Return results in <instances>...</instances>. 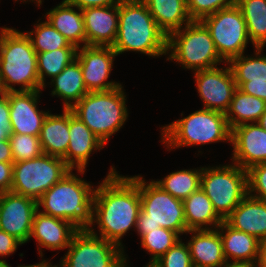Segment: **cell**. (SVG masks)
Instances as JSON below:
<instances>
[{"mask_svg":"<svg viewBox=\"0 0 266 267\" xmlns=\"http://www.w3.org/2000/svg\"><path fill=\"white\" fill-rule=\"evenodd\" d=\"M254 47L266 46V0H237Z\"/></svg>","mask_w":266,"mask_h":267,"instance_id":"obj_31","label":"cell"},{"mask_svg":"<svg viewBox=\"0 0 266 267\" xmlns=\"http://www.w3.org/2000/svg\"><path fill=\"white\" fill-rule=\"evenodd\" d=\"M78 231L79 229L69 221L45 215L38 209L33 217L30 239L34 237L38 246L42 248L61 250L69 247Z\"/></svg>","mask_w":266,"mask_h":267,"instance_id":"obj_21","label":"cell"},{"mask_svg":"<svg viewBox=\"0 0 266 267\" xmlns=\"http://www.w3.org/2000/svg\"><path fill=\"white\" fill-rule=\"evenodd\" d=\"M1 95H3V92H2V90H1V86H0V96H1Z\"/></svg>","mask_w":266,"mask_h":267,"instance_id":"obj_53","label":"cell"},{"mask_svg":"<svg viewBox=\"0 0 266 267\" xmlns=\"http://www.w3.org/2000/svg\"><path fill=\"white\" fill-rule=\"evenodd\" d=\"M37 200L13 193L3 194L0 202V229L22 244L30 240Z\"/></svg>","mask_w":266,"mask_h":267,"instance_id":"obj_15","label":"cell"},{"mask_svg":"<svg viewBox=\"0 0 266 267\" xmlns=\"http://www.w3.org/2000/svg\"><path fill=\"white\" fill-rule=\"evenodd\" d=\"M19 267H53L51 265V263L47 262L46 260L41 261L38 264H34V265H20Z\"/></svg>","mask_w":266,"mask_h":267,"instance_id":"obj_46","label":"cell"},{"mask_svg":"<svg viewBox=\"0 0 266 267\" xmlns=\"http://www.w3.org/2000/svg\"><path fill=\"white\" fill-rule=\"evenodd\" d=\"M13 163L0 162V191L6 193L12 187Z\"/></svg>","mask_w":266,"mask_h":267,"instance_id":"obj_43","label":"cell"},{"mask_svg":"<svg viewBox=\"0 0 266 267\" xmlns=\"http://www.w3.org/2000/svg\"><path fill=\"white\" fill-rule=\"evenodd\" d=\"M9 133H10L9 100L3 94L0 96V141L8 140Z\"/></svg>","mask_w":266,"mask_h":267,"instance_id":"obj_40","label":"cell"},{"mask_svg":"<svg viewBox=\"0 0 266 267\" xmlns=\"http://www.w3.org/2000/svg\"><path fill=\"white\" fill-rule=\"evenodd\" d=\"M152 265L154 267H194L188 245L182 243V239H179Z\"/></svg>","mask_w":266,"mask_h":267,"instance_id":"obj_37","label":"cell"},{"mask_svg":"<svg viewBox=\"0 0 266 267\" xmlns=\"http://www.w3.org/2000/svg\"><path fill=\"white\" fill-rule=\"evenodd\" d=\"M69 145L63 160L73 170L84 174L90 154L101 150L104 143L69 109Z\"/></svg>","mask_w":266,"mask_h":267,"instance_id":"obj_19","label":"cell"},{"mask_svg":"<svg viewBox=\"0 0 266 267\" xmlns=\"http://www.w3.org/2000/svg\"><path fill=\"white\" fill-rule=\"evenodd\" d=\"M222 267H254V265L250 264H226L225 266Z\"/></svg>","mask_w":266,"mask_h":267,"instance_id":"obj_48","label":"cell"},{"mask_svg":"<svg viewBox=\"0 0 266 267\" xmlns=\"http://www.w3.org/2000/svg\"><path fill=\"white\" fill-rule=\"evenodd\" d=\"M182 29L168 36L167 53H171L167 60H174L184 69L195 72L224 62L216 51L210 31L201 20H192Z\"/></svg>","mask_w":266,"mask_h":267,"instance_id":"obj_8","label":"cell"},{"mask_svg":"<svg viewBox=\"0 0 266 267\" xmlns=\"http://www.w3.org/2000/svg\"><path fill=\"white\" fill-rule=\"evenodd\" d=\"M41 90L3 93L9 100L10 133L39 136L49 111L37 109Z\"/></svg>","mask_w":266,"mask_h":267,"instance_id":"obj_16","label":"cell"},{"mask_svg":"<svg viewBox=\"0 0 266 267\" xmlns=\"http://www.w3.org/2000/svg\"><path fill=\"white\" fill-rule=\"evenodd\" d=\"M118 14V34L112 46L117 55L125 51L140 52L152 57L168 54V37L142 0H123L118 5Z\"/></svg>","mask_w":266,"mask_h":267,"instance_id":"obj_2","label":"cell"},{"mask_svg":"<svg viewBox=\"0 0 266 267\" xmlns=\"http://www.w3.org/2000/svg\"><path fill=\"white\" fill-rule=\"evenodd\" d=\"M218 232L222 239L223 253L228 264L229 262L230 264L250 265L256 263L259 240L255 236L235 230L225 221L218 226ZM231 259L234 261H229Z\"/></svg>","mask_w":266,"mask_h":267,"instance_id":"obj_24","label":"cell"},{"mask_svg":"<svg viewBox=\"0 0 266 267\" xmlns=\"http://www.w3.org/2000/svg\"><path fill=\"white\" fill-rule=\"evenodd\" d=\"M124 247L99 237L92 226L79 230L65 256L53 267H122L127 258Z\"/></svg>","mask_w":266,"mask_h":267,"instance_id":"obj_11","label":"cell"},{"mask_svg":"<svg viewBox=\"0 0 266 267\" xmlns=\"http://www.w3.org/2000/svg\"><path fill=\"white\" fill-rule=\"evenodd\" d=\"M193 234L187 243L194 267H222L227 260L217 229L188 230Z\"/></svg>","mask_w":266,"mask_h":267,"instance_id":"obj_22","label":"cell"},{"mask_svg":"<svg viewBox=\"0 0 266 267\" xmlns=\"http://www.w3.org/2000/svg\"><path fill=\"white\" fill-rule=\"evenodd\" d=\"M86 46H113L118 34V5L82 9Z\"/></svg>","mask_w":266,"mask_h":267,"instance_id":"obj_20","label":"cell"},{"mask_svg":"<svg viewBox=\"0 0 266 267\" xmlns=\"http://www.w3.org/2000/svg\"><path fill=\"white\" fill-rule=\"evenodd\" d=\"M183 207L188 230L217 229L223 222L201 187L183 200Z\"/></svg>","mask_w":266,"mask_h":267,"instance_id":"obj_28","label":"cell"},{"mask_svg":"<svg viewBox=\"0 0 266 267\" xmlns=\"http://www.w3.org/2000/svg\"><path fill=\"white\" fill-rule=\"evenodd\" d=\"M18 1V0H15ZM28 1V0H23V2ZM29 1H35L36 3H38L37 5L40 6L42 4V0H29Z\"/></svg>","mask_w":266,"mask_h":267,"instance_id":"obj_51","label":"cell"},{"mask_svg":"<svg viewBox=\"0 0 266 267\" xmlns=\"http://www.w3.org/2000/svg\"><path fill=\"white\" fill-rule=\"evenodd\" d=\"M9 141L14 162L33 159L43 153L39 136L9 133Z\"/></svg>","mask_w":266,"mask_h":267,"instance_id":"obj_36","label":"cell"},{"mask_svg":"<svg viewBox=\"0 0 266 267\" xmlns=\"http://www.w3.org/2000/svg\"><path fill=\"white\" fill-rule=\"evenodd\" d=\"M232 161L244 170L266 163V130L258 123H247L232 129Z\"/></svg>","mask_w":266,"mask_h":267,"instance_id":"obj_17","label":"cell"},{"mask_svg":"<svg viewBox=\"0 0 266 267\" xmlns=\"http://www.w3.org/2000/svg\"><path fill=\"white\" fill-rule=\"evenodd\" d=\"M200 187L224 221L248 195L247 171L232 163L202 168Z\"/></svg>","mask_w":266,"mask_h":267,"instance_id":"obj_9","label":"cell"},{"mask_svg":"<svg viewBox=\"0 0 266 267\" xmlns=\"http://www.w3.org/2000/svg\"><path fill=\"white\" fill-rule=\"evenodd\" d=\"M194 74L204 109L226 113L237 88L230 66L204 69Z\"/></svg>","mask_w":266,"mask_h":267,"instance_id":"obj_14","label":"cell"},{"mask_svg":"<svg viewBox=\"0 0 266 267\" xmlns=\"http://www.w3.org/2000/svg\"><path fill=\"white\" fill-rule=\"evenodd\" d=\"M34 31L24 32L30 39L36 53L51 52L60 48H76L60 34L48 21L35 24ZM35 37H34V36Z\"/></svg>","mask_w":266,"mask_h":267,"instance_id":"obj_34","label":"cell"},{"mask_svg":"<svg viewBox=\"0 0 266 267\" xmlns=\"http://www.w3.org/2000/svg\"><path fill=\"white\" fill-rule=\"evenodd\" d=\"M50 80V85L53 84L52 86H54L51 94L63 99V109H71L88 93L83 81V72L77 59Z\"/></svg>","mask_w":266,"mask_h":267,"instance_id":"obj_29","label":"cell"},{"mask_svg":"<svg viewBox=\"0 0 266 267\" xmlns=\"http://www.w3.org/2000/svg\"><path fill=\"white\" fill-rule=\"evenodd\" d=\"M257 123H258L264 130H266V107H265V110H264L263 114L261 115V117H260L259 120L257 121Z\"/></svg>","mask_w":266,"mask_h":267,"instance_id":"obj_47","label":"cell"},{"mask_svg":"<svg viewBox=\"0 0 266 267\" xmlns=\"http://www.w3.org/2000/svg\"><path fill=\"white\" fill-rule=\"evenodd\" d=\"M0 267H11L5 260H0Z\"/></svg>","mask_w":266,"mask_h":267,"instance_id":"obj_49","label":"cell"},{"mask_svg":"<svg viewBox=\"0 0 266 267\" xmlns=\"http://www.w3.org/2000/svg\"><path fill=\"white\" fill-rule=\"evenodd\" d=\"M70 170L38 200L41 213L64 219L79 230H87L91 222L95 189Z\"/></svg>","mask_w":266,"mask_h":267,"instance_id":"obj_4","label":"cell"},{"mask_svg":"<svg viewBox=\"0 0 266 267\" xmlns=\"http://www.w3.org/2000/svg\"><path fill=\"white\" fill-rule=\"evenodd\" d=\"M74 8L85 9L89 7H103L119 5L123 0H65Z\"/></svg>","mask_w":266,"mask_h":267,"instance_id":"obj_42","label":"cell"},{"mask_svg":"<svg viewBox=\"0 0 266 267\" xmlns=\"http://www.w3.org/2000/svg\"><path fill=\"white\" fill-rule=\"evenodd\" d=\"M210 31L217 53L224 62L245 53L249 42L241 9L234 5L221 9L201 20Z\"/></svg>","mask_w":266,"mask_h":267,"instance_id":"obj_12","label":"cell"},{"mask_svg":"<svg viewBox=\"0 0 266 267\" xmlns=\"http://www.w3.org/2000/svg\"><path fill=\"white\" fill-rule=\"evenodd\" d=\"M77 48H60L51 52L37 53V67L40 85L44 88L45 76L54 78L76 59Z\"/></svg>","mask_w":266,"mask_h":267,"instance_id":"obj_33","label":"cell"},{"mask_svg":"<svg viewBox=\"0 0 266 267\" xmlns=\"http://www.w3.org/2000/svg\"><path fill=\"white\" fill-rule=\"evenodd\" d=\"M141 209L139 175L124 177L114 167L95 188L89 226L96 222L101 238L122 247L121 238L134 227Z\"/></svg>","mask_w":266,"mask_h":267,"instance_id":"obj_1","label":"cell"},{"mask_svg":"<svg viewBox=\"0 0 266 267\" xmlns=\"http://www.w3.org/2000/svg\"><path fill=\"white\" fill-rule=\"evenodd\" d=\"M3 194H4V192L0 191V202H1Z\"/></svg>","mask_w":266,"mask_h":267,"instance_id":"obj_52","label":"cell"},{"mask_svg":"<svg viewBox=\"0 0 266 267\" xmlns=\"http://www.w3.org/2000/svg\"><path fill=\"white\" fill-rule=\"evenodd\" d=\"M127 259L124 260L122 267H130L128 266V263H126ZM145 267H154L153 265H146Z\"/></svg>","mask_w":266,"mask_h":267,"instance_id":"obj_50","label":"cell"},{"mask_svg":"<svg viewBox=\"0 0 266 267\" xmlns=\"http://www.w3.org/2000/svg\"><path fill=\"white\" fill-rule=\"evenodd\" d=\"M224 221L233 229L253 235L259 241L266 239V201L248 194Z\"/></svg>","mask_w":266,"mask_h":267,"instance_id":"obj_23","label":"cell"},{"mask_svg":"<svg viewBox=\"0 0 266 267\" xmlns=\"http://www.w3.org/2000/svg\"><path fill=\"white\" fill-rule=\"evenodd\" d=\"M255 56L241 54L228 62L236 86L246 94L266 102V56L263 48L255 47Z\"/></svg>","mask_w":266,"mask_h":267,"instance_id":"obj_18","label":"cell"},{"mask_svg":"<svg viewBox=\"0 0 266 267\" xmlns=\"http://www.w3.org/2000/svg\"><path fill=\"white\" fill-rule=\"evenodd\" d=\"M117 56L112 46H81L77 48L76 59L83 72V81L88 92L108 91L122 86L106 81Z\"/></svg>","mask_w":266,"mask_h":267,"instance_id":"obj_13","label":"cell"},{"mask_svg":"<svg viewBox=\"0 0 266 267\" xmlns=\"http://www.w3.org/2000/svg\"><path fill=\"white\" fill-rule=\"evenodd\" d=\"M60 115L48 113L39 135L42 152L64 158L69 145V109Z\"/></svg>","mask_w":266,"mask_h":267,"instance_id":"obj_25","label":"cell"},{"mask_svg":"<svg viewBox=\"0 0 266 267\" xmlns=\"http://www.w3.org/2000/svg\"><path fill=\"white\" fill-rule=\"evenodd\" d=\"M254 267H266V239L259 241L258 256Z\"/></svg>","mask_w":266,"mask_h":267,"instance_id":"obj_45","label":"cell"},{"mask_svg":"<svg viewBox=\"0 0 266 267\" xmlns=\"http://www.w3.org/2000/svg\"><path fill=\"white\" fill-rule=\"evenodd\" d=\"M0 86L3 93L43 90L37 67V53L24 32L1 28ZM13 84L21 85L19 89Z\"/></svg>","mask_w":266,"mask_h":267,"instance_id":"obj_3","label":"cell"},{"mask_svg":"<svg viewBox=\"0 0 266 267\" xmlns=\"http://www.w3.org/2000/svg\"><path fill=\"white\" fill-rule=\"evenodd\" d=\"M266 107V102L241 91H234L230 107L225 113L231 130L239 125L257 123Z\"/></svg>","mask_w":266,"mask_h":267,"instance_id":"obj_30","label":"cell"},{"mask_svg":"<svg viewBox=\"0 0 266 267\" xmlns=\"http://www.w3.org/2000/svg\"><path fill=\"white\" fill-rule=\"evenodd\" d=\"M74 6L63 0L57 7L47 12V21L62 34L70 44L79 48L80 43L86 46V33L83 14L80 8L75 11Z\"/></svg>","mask_w":266,"mask_h":267,"instance_id":"obj_26","label":"cell"},{"mask_svg":"<svg viewBox=\"0 0 266 267\" xmlns=\"http://www.w3.org/2000/svg\"><path fill=\"white\" fill-rule=\"evenodd\" d=\"M19 245L22 243L18 239L0 229V256L13 254Z\"/></svg>","mask_w":266,"mask_h":267,"instance_id":"obj_41","label":"cell"},{"mask_svg":"<svg viewBox=\"0 0 266 267\" xmlns=\"http://www.w3.org/2000/svg\"><path fill=\"white\" fill-rule=\"evenodd\" d=\"M246 171L248 194L266 201V163L254 165Z\"/></svg>","mask_w":266,"mask_h":267,"instance_id":"obj_39","label":"cell"},{"mask_svg":"<svg viewBox=\"0 0 266 267\" xmlns=\"http://www.w3.org/2000/svg\"><path fill=\"white\" fill-rule=\"evenodd\" d=\"M179 237L176 232L162 227L146 234L141 239V246L152 255L148 265H152L163 256L180 239Z\"/></svg>","mask_w":266,"mask_h":267,"instance_id":"obj_35","label":"cell"},{"mask_svg":"<svg viewBox=\"0 0 266 267\" xmlns=\"http://www.w3.org/2000/svg\"><path fill=\"white\" fill-rule=\"evenodd\" d=\"M124 93L122 86L108 91L88 92L70 110L106 144L127 120Z\"/></svg>","mask_w":266,"mask_h":267,"instance_id":"obj_5","label":"cell"},{"mask_svg":"<svg viewBox=\"0 0 266 267\" xmlns=\"http://www.w3.org/2000/svg\"><path fill=\"white\" fill-rule=\"evenodd\" d=\"M162 131L161 142L170 149L219 141L231 143L232 134L225 113L204 108L163 126Z\"/></svg>","mask_w":266,"mask_h":267,"instance_id":"obj_6","label":"cell"},{"mask_svg":"<svg viewBox=\"0 0 266 267\" xmlns=\"http://www.w3.org/2000/svg\"><path fill=\"white\" fill-rule=\"evenodd\" d=\"M0 162L14 163L9 139L0 141Z\"/></svg>","mask_w":266,"mask_h":267,"instance_id":"obj_44","label":"cell"},{"mask_svg":"<svg viewBox=\"0 0 266 267\" xmlns=\"http://www.w3.org/2000/svg\"><path fill=\"white\" fill-rule=\"evenodd\" d=\"M187 10L192 20H202L218 10L232 7L237 0H186Z\"/></svg>","mask_w":266,"mask_h":267,"instance_id":"obj_38","label":"cell"},{"mask_svg":"<svg viewBox=\"0 0 266 267\" xmlns=\"http://www.w3.org/2000/svg\"><path fill=\"white\" fill-rule=\"evenodd\" d=\"M200 168L172 172L164 179L154 182L173 197L183 201L200 188L202 167Z\"/></svg>","mask_w":266,"mask_h":267,"instance_id":"obj_32","label":"cell"},{"mask_svg":"<svg viewBox=\"0 0 266 267\" xmlns=\"http://www.w3.org/2000/svg\"><path fill=\"white\" fill-rule=\"evenodd\" d=\"M70 170L62 158L45 153L14 162L11 192L38 200Z\"/></svg>","mask_w":266,"mask_h":267,"instance_id":"obj_10","label":"cell"},{"mask_svg":"<svg viewBox=\"0 0 266 267\" xmlns=\"http://www.w3.org/2000/svg\"><path fill=\"white\" fill-rule=\"evenodd\" d=\"M159 28L168 37L189 24L192 19L187 10L186 0H142Z\"/></svg>","mask_w":266,"mask_h":267,"instance_id":"obj_27","label":"cell"},{"mask_svg":"<svg viewBox=\"0 0 266 267\" xmlns=\"http://www.w3.org/2000/svg\"><path fill=\"white\" fill-rule=\"evenodd\" d=\"M141 209L137 219V232L142 239L159 227L176 232L179 236L187 233L183 201L164 191L154 181L145 182L139 176Z\"/></svg>","mask_w":266,"mask_h":267,"instance_id":"obj_7","label":"cell"}]
</instances>
